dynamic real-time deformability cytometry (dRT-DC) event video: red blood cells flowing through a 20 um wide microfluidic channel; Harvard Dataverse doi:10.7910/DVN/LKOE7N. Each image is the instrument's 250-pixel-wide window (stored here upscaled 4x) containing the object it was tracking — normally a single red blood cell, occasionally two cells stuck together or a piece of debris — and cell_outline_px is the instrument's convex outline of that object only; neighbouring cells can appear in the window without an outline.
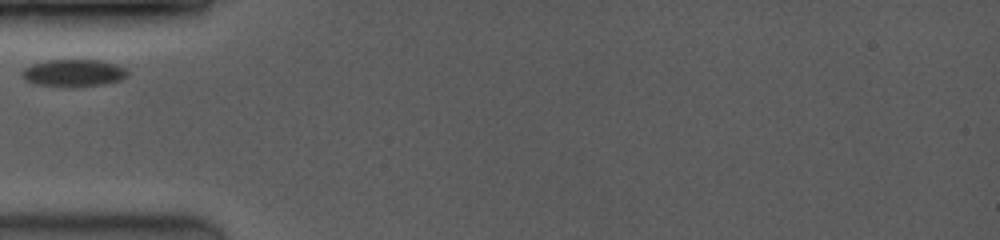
{"species": "common noctule bat (a hibernating species)", "species_latin": "Nyctalus noctula", "temperature_condition": "room temperature", "stored_images_in_passage": 4, "camera_frame_rate_fps": 3500, "um_per_image_px": 0.085, "animal": {"sex": "female", "body_mass_g": 19.0, "forearm_length_mm": 53.3}, "frame": {"image": 1, "passage_image": 1, "time_ms": 0.0, "image_size_px": [1000, 240], "cell_outline_px": [[128, 76], [120, 80], [100, 84], [36, 84], [24, 80], [20, 76], [20, 72], [24, 68], [32, 64], [48, 60], [100, 60], [116, 64], [124, 68], [128, 72]], "centroid_in_image_um": [6.23, 6.15], "position_along_channel_um": 78.8, "area_um2": 16.01}}
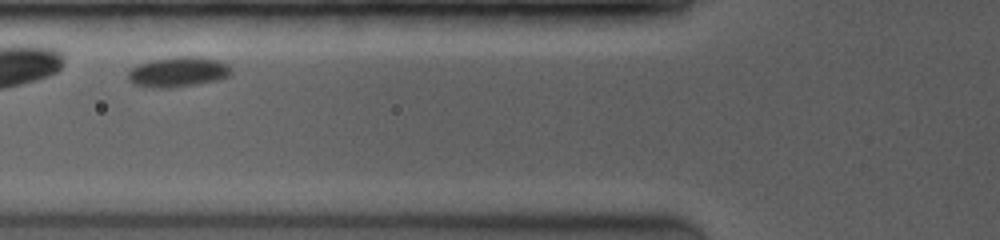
{"frame": {"image": 2, "passage_image": 2, "time_ms": 0.857, "image_size_px": [1000, 240], "cell_outline_px": [[232, 72], [228, 76], [216, 80], [196, 84], [168, 88], [160, 88], [132, 84], [128, 80], [128, 72], [136, 64], [176, 56], [200, 56], [216, 60], [228, 64], [232, 68]], "centroid_in_image_um": [15.14, 6.11], "position_along_channel_um": 110.7, "area_um2": 18.03}}